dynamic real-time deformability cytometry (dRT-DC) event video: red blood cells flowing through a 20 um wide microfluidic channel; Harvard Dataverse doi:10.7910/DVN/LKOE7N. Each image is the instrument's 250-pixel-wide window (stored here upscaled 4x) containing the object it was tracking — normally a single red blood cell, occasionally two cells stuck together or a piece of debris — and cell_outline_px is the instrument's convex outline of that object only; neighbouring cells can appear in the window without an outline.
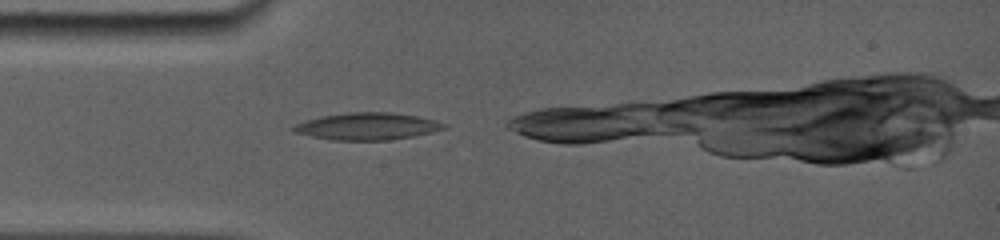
{"species": "common noctule bat (a hibernating species)", "species_latin": "Nyctalus noctula", "temperature_condition": "room temperature", "stored_images_in_passage": 10, "camera_frame_rate_fps": 5000, "um_per_image_px": 0.085, "animal": {"sex": "female", "body_mass_g": 19.0, "forearm_length_mm": 56.7}, "frame": {"image": 1, "passage_image": 1, "time_ms": 0.0, "image_size_px": [1000, 240], "cell_outline_px": [[448, 128], [432, 132], [412, 136], [388, 140], [332, 140], [292, 132], [288, 128], [296, 124], [320, 116], [348, 112], [392, 112], [416, 116], [436, 120], [448, 124]], "centroid_in_image_um": [31.23, 10.73], "position_along_channel_um": 53.8, "area_um2": 23.87}}
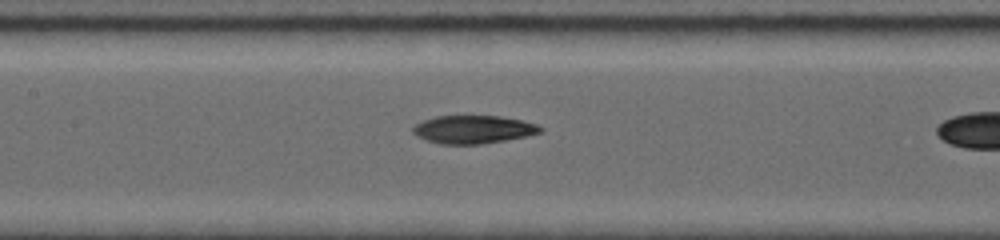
{"frame": {"image": 2, "passage_image": 7, "time_ms": 3.0, "image_size_px": [1000, 240], "cell_outline_px": [[544, 132], [504, 140], [480, 144], [440, 144], [416, 136], [412, 132], [412, 128], [416, 124], [424, 120], [436, 116], [500, 116], [524, 120], [536, 124], [544, 128]], "centroid_in_image_um": [40.25, 11.0], "position_along_channel_um": 167.2, "area_um2": 20.81}}
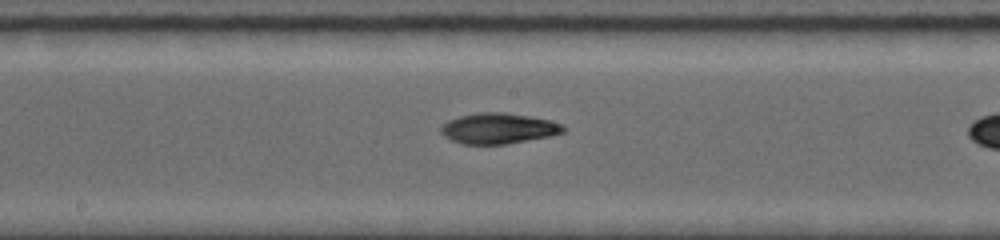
{"frame": {"image": 3, "passage_image": 9, "time_ms": 4.0, "image_size_px": [1000, 240], "cell_outline_px": [[568, 128], [564, 132], [548, 136], [504, 144], [464, 144], [452, 140], [444, 136], [440, 132], [440, 128], [448, 120], [460, 116], [476, 112], [504, 112], [528, 116], [548, 120], [564, 124]], "centroid_in_image_um": [42.36, 10.9], "position_along_channel_um": 205.8, "area_um2": 21.73}}